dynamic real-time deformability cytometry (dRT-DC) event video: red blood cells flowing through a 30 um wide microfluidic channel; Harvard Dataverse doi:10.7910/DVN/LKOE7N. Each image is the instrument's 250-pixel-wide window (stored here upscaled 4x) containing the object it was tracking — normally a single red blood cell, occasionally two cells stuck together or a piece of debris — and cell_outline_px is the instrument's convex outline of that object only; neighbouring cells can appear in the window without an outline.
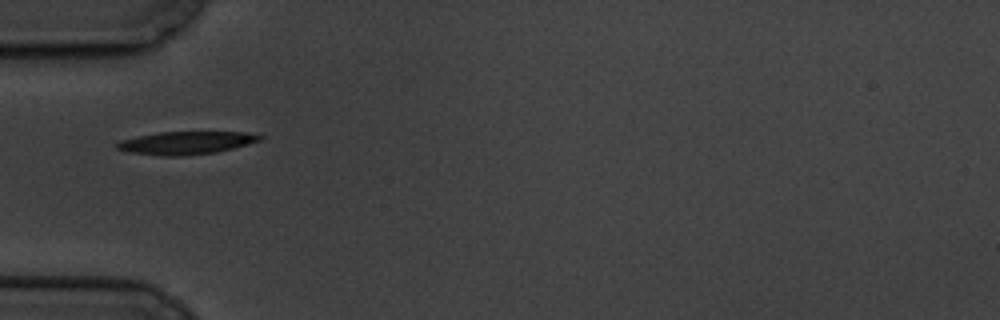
{"species": "common noctule bat (a hibernating species)", "species_latin": "Nyctalus noctula", "temperature_condition": "cold", "stored_images_in_passage": 6, "camera_frame_rate_fps": 3000, "um_per_image_px": 0.085, "animal": {"sex": "male", "body_mass_g": 19.5, "forearm_length_mm": 54.6}, "frame": {"image": 1, "passage_image": 1, "time_ms": 0.0, "image_size_px": [1000, 320], "cell_outline_px": [[264, 136], [260, 140], [248, 144], [216, 152], [180, 156], [160, 156], [128, 152], [116, 148], [116, 144], [120, 140], [136, 136], [160, 132], [244, 132]], "centroid_in_image_um": [15.77, 12.14], "position_along_channel_um": 69.2, "area_um2": 18.96}}
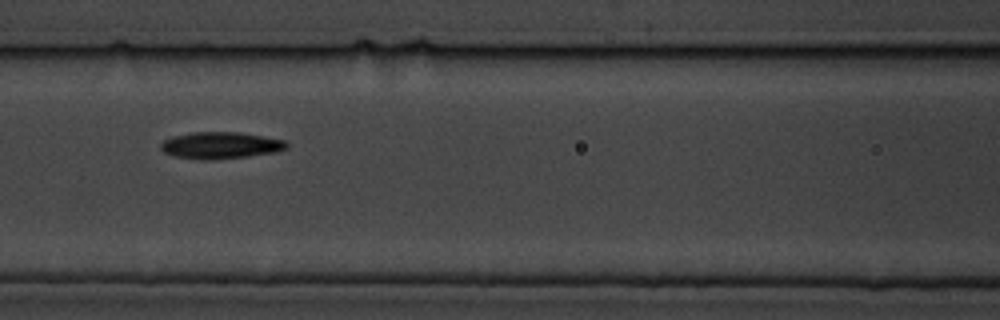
{"frame": {"image": 2, "passage_image": 3, "time_ms": 2.333, "image_size_px": [1000, 320], "cell_outline_px": [[288, 148], [276, 152], [248, 156], [212, 160], [200, 160], [176, 156], [164, 152], [160, 148], [160, 144], [164, 140], [172, 136], [192, 132], [236, 132], [284, 140], [288, 144]], "centroid_in_image_um": [18.72, 12.36], "position_along_channel_um": 147.9, "area_um2": 19.54}}
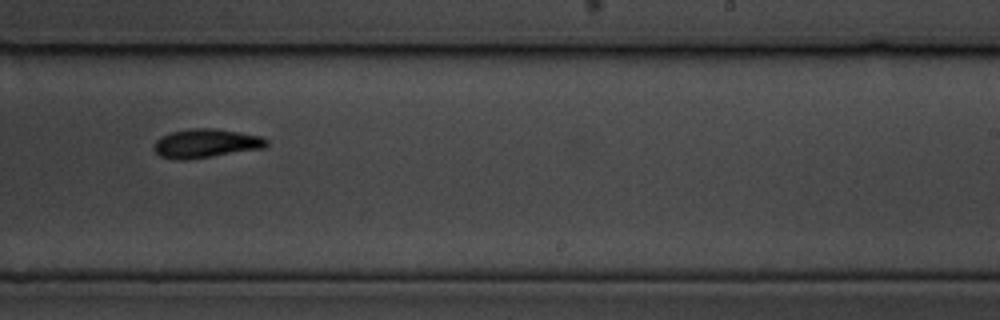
{"frame": {"image": 3, "passage_image": 6, "time_ms": 6.0, "image_size_px": [1000, 320], "cell_outline_px": [[268, 144], [264, 148], [188, 160], [176, 160], [160, 156], [152, 148], [156, 140], [160, 136], [168, 132], [188, 128], [216, 128], [260, 136], [268, 140]], "centroid_in_image_um": [17.45, 12.18], "position_along_channel_um": 271.6, "area_um2": 19.19}}